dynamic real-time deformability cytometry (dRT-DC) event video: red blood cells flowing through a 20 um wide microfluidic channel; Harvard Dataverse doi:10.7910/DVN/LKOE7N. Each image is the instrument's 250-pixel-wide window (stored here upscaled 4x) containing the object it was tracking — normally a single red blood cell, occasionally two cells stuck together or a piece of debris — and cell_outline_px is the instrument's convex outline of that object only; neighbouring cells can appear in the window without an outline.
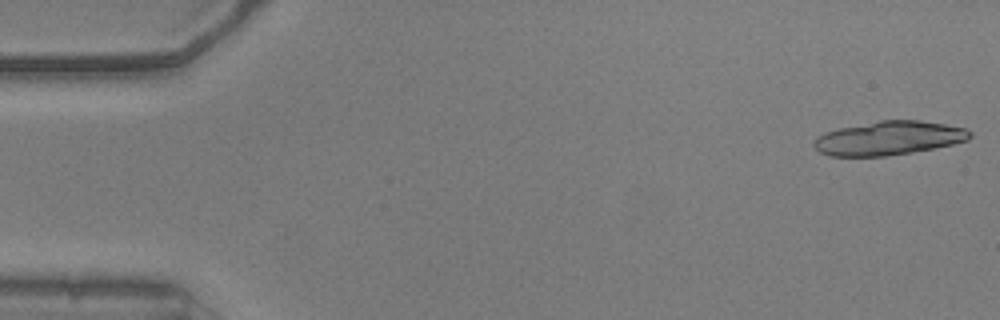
{"species": "common noctule bat (a hibernating species)", "species_latin": "Nyctalus noctula", "temperature_condition": "warm", "stored_images_in_passage": 16, "camera_frame_rate_fps": 3000, "um_per_image_px": 0.085, "animal": {"sex": "male", "body_mass_g": 20.5, "forearm_length_mm": 52.5}, "frame": {"image": 1, "passage_image": 1, "time_ms": 0.0, "image_size_px": [1000, 320], "cell_outline_px": [[972, 136], [968, 140], [952, 144], [912, 152], [884, 156], [828, 156], [820, 152], [812, 144], [816, 136], [824, 132], [840, 128], [880, 120], [920, 120], [944, 124], [964, 128], [972, 132]], "centroid_in_image_um": [75.52, 11.74], "position_along_channel_um": 9.5, "area_um2": 30.69}}